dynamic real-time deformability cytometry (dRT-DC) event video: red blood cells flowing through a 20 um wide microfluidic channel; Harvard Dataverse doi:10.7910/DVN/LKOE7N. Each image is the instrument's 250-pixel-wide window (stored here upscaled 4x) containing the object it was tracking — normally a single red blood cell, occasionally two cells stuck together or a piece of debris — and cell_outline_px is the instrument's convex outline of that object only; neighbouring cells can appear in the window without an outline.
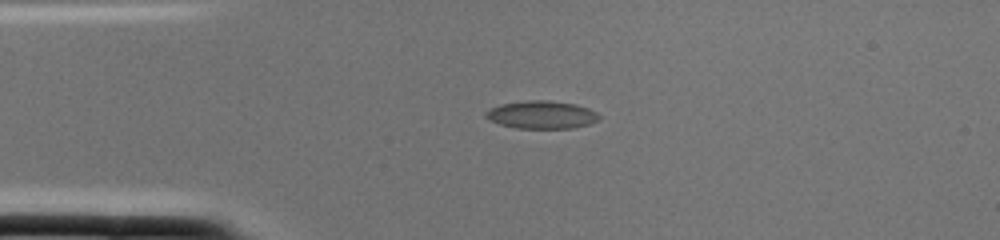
{"species": "common noctule bat (a hibernating species)", "species_latin": "Nyctalus noctula", "temperature_condition": "cold", "stored_images_in_passage": 1, "camera_frame_rate_fps": 3000, "um_per_image_px": 0.085, "animal": {"sex": "female", "body_mass_g": 22.0, "forearm_length_mm": 56.7}, "frame": {"image": 1, "passage_image": 1, "time_ms": 0.0, "image_size_px": [1000, 240], "cell_outline_px": [[600, 120], [588, 124], [572, 128], [516, 128], [500, 124], [488, 120], [484, 116], [484, 112], [488, 108], [500, 104], [528, 100], [548, 100], [576, 104], [588, 108], [596, 112], [600, 116]], "centroid_in_image_um": [46.0, 9.75], "position_along_channel_um": 39.0, "area_um2": 18.55}}